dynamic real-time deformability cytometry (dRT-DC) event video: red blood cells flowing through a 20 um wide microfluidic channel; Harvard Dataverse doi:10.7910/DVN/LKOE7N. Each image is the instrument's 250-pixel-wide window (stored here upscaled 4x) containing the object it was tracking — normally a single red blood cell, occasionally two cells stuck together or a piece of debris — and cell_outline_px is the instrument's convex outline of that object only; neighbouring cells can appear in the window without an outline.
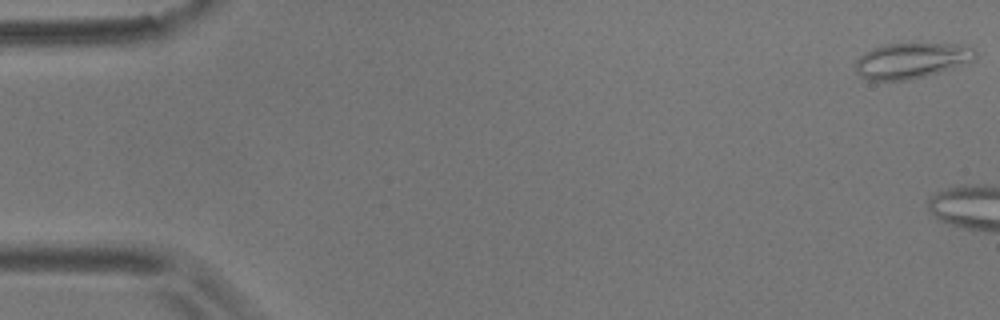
{"species": "common noctule bat (a hibernating species)", "species_latin": "Nyctalus noctula", "temperature_condition": "room temperature", "stored_images_in_passage": 7, "camera_frame_rate_fps": 3000, "um_per_image_px": 0.085, "animal": {"sex": "male", "body_mass_g": 17.9}, "frame": {"image": 1, "passage_image": 1, "time_ms": 0.0, "image_size_px": [1000, 320], "cell_outline_px": [[976, 60], [952, 68], [924, 76], [908, 80], [868, 80], [860, 76], [856, 72], [856, 60], [864, 52], [872, 48], [884, 44], [908, 40], [964, 44], [972, 48], [976, 52]], "centroid_in_image_um": [77.5, 5.08], "position_along_channel_um": 7.5, "area_um2": 25.95}}